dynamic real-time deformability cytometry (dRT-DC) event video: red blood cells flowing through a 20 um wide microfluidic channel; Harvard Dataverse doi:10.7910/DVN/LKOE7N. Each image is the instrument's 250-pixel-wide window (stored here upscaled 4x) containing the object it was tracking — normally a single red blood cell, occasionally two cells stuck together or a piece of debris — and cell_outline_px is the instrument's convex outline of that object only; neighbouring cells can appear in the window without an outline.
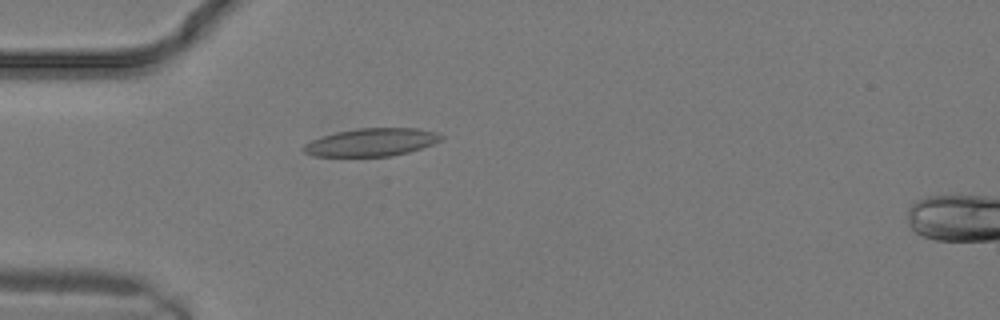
{"species": "common noctule bat (a hibernating species)", "species_latin": "Nyctalus noctula", "temperature_condition": "warm", "stored_images_in_passage": 8, "camera_frame_rate_fps": 3000, "um_per_image_px": 0.085, "animal": {"sex": "male", "body_mass_g": 19.2, "forearm_length_mm": 51.8}, "frame": {"image": 1, "passage_image": 6, "time_ms": 1.667, "image_size_px": [1000, 320], "cell_outline_px": [[444, 140], [408, 152], [392, 156], [312, 156], [304, 152], [300, 148], [304, 144], [312, 140], [336, 132], [356, 128], [416, 128], [436, 132], [444, 136]], "centroid_in_image_um": [31.58, 12.09], "position_along_channel_um": 53.4, "area_um2": 22.37}}
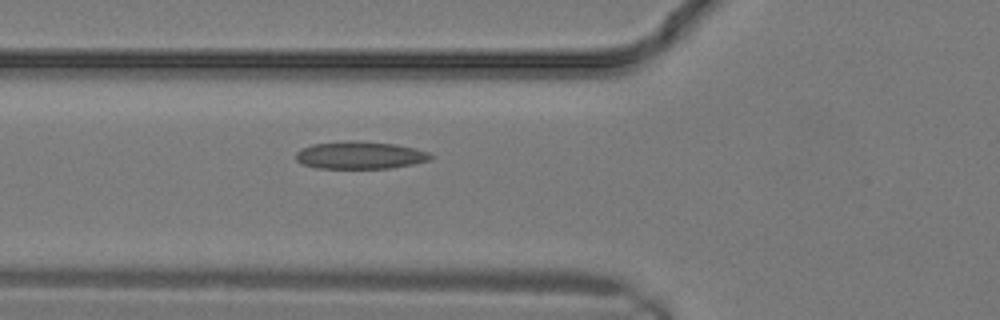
{"frame": {"image": 2, "passage_image": 8, "time_ms": 2.333, "image_size_px": [1000, 320], "cell_outline_px": [[436, 156], [432, 160], [392, 168], [316, 168], [304, 164], [296, 160], [296, 152], [300, 148], [312, 144], [348, 140], [356, 140], [396, 144], [428, 152]], "centroid_in_image_um": [30.61, 13.18], "position_along_channel_um": 95.2, "area_um2": 21.79}}